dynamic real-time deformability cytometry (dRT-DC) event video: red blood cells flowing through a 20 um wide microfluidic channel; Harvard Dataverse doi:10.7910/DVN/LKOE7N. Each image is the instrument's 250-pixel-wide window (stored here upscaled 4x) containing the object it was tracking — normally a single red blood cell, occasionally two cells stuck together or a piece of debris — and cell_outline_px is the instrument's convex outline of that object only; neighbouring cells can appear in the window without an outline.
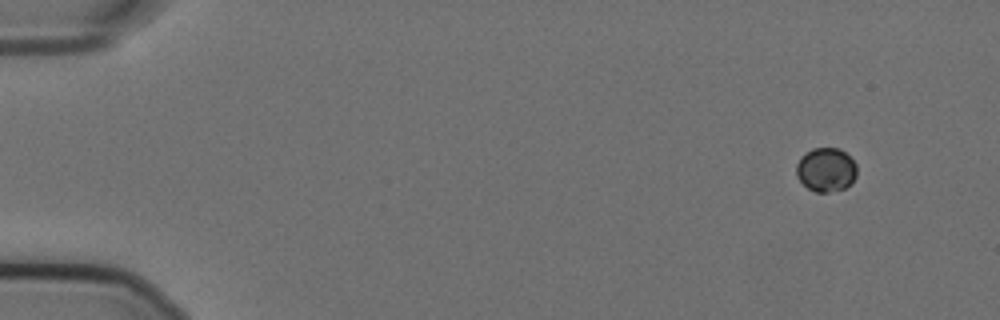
{"species": "Egyptian fruit bat (a non-hibernating species)", "species_latin": "Rousettus aegyptiacus", "temperature_condition": "cold", "stored_images_in_passage": 54, "camera_frame_rate_fps": 3000, "um_per_image_px": 0.085, "animal": {"sex": "female"}, "frame": {"image": 1, "passage_image": 1, "time_ms": 0.0, "image_size_px": [1000, 320], "cell_outline_px": [[856, 176], [852, 184], [844, 188], [828, 192], [816, 192], [808, 188], [796, 176], [796, 164], [800, 156], [812, 148], [840, 148], [856, 164]], "centroid_in_image_um": [70.2, 14.42], "position_along_channel_um": 14.8, "area_um2": 15.55}}
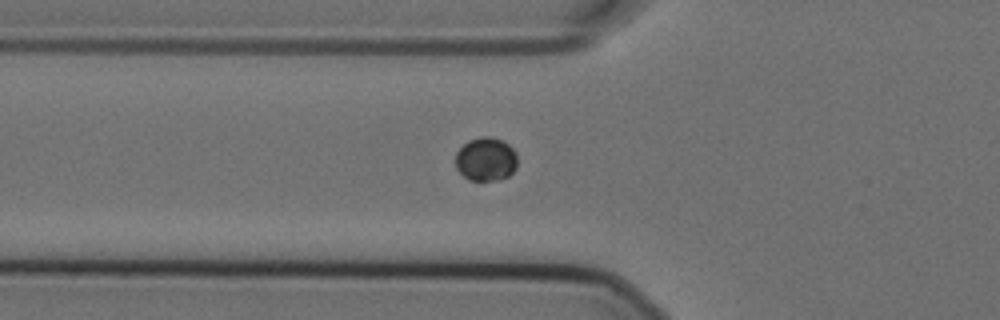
{"frame": {"image": 2, "passage_image": 17, "time_ms": 5.333, "image_size_px": [1000, 320], "cell_outline_px": [[516, 168], [508, 176], [500, 180], [468, 180], [456, 168], [456, 152], [468, 140], [480, 136], [492, 136], [508, 144], [516, 152]], "centroid_in_image_um": [41.29, 13.53], "position_along_channel_um": 84.5, "area_um2": 15.78}}
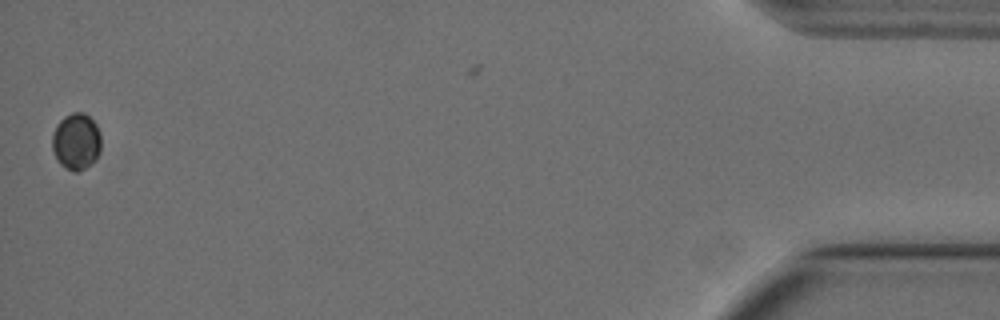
{"frame": {"image": 3, "passage_image": 53, "time_ms": 17.333, "image_size_px": [1000, 320], "cell_outline_px": [[100, 152], [92, 164], [76, 172], [72, 172], [64, 168], [56, 160], [52, 148], [52, 136], [56, 124], [64, 116], [72, 112], [84, 112], [96, 124], [100, 132]], "centroid_in_image_um": [6.46, 12.03], "position_along_channel_um": 428.7, "area_um2": 16.36}}